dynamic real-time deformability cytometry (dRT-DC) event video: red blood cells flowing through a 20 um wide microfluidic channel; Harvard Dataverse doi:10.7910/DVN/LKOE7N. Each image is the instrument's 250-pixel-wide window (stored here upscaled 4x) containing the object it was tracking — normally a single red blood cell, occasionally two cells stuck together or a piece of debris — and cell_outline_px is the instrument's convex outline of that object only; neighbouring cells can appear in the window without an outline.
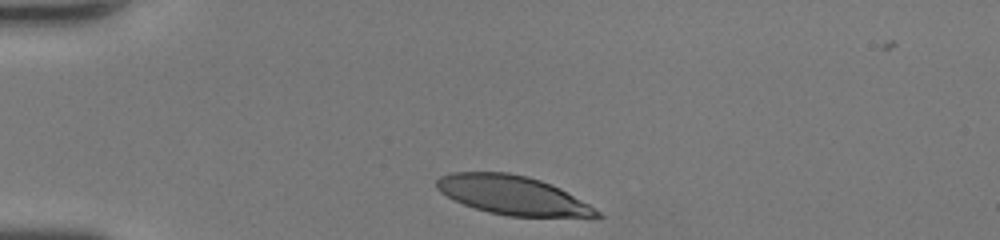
{"species": "human", "species_latin": "Homo sapiens", "temperature_condition": "room temperature", "stored_images_in_passage": 30, "camera_frame_rate_fps": 3000, "um_per_image_px": 0.085, "donor": {"sex": "female"}, "frame": {"image": 1, "passage_image": 1, "time_ms": 0.0, "image_size_px": [1000, 240], "cell_outline_px": [[604, 216], [508, 216], [488, 212], [464, 204], [440, 192], [436, 188], [436, 180], [440, 176], [452, 172], [508, 172], [528, 176], [552, 184], [560, 188], [588, 204], [600, 212]], "centroid_in_image_um": [43.53, 16.57], "position_along_channel_um": 41.5, "area_um2": 35.84}}
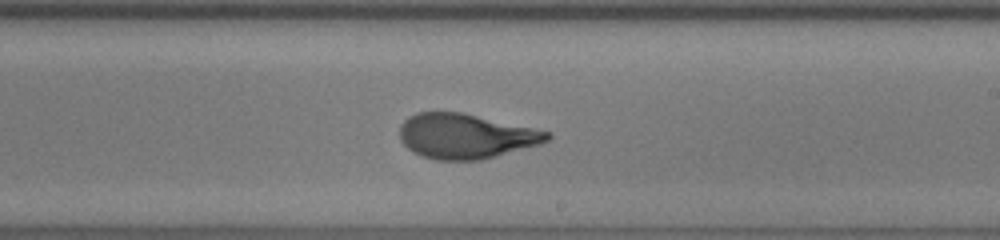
{"frame": {"image": 2, "passage_image": 18, "time_ms": 5.667, "image_size_px": [1000, 240], "cell_outline_px": [[552, 136], [548, 140], [540, 144], [496, 156], [480, 160], [436, 160], [420, 156], [412, 152], [400, 140], [400, 124], [408, 116], [416, 112], [460, 112], [552, 132]], "centroid_in_image_um": [39.56, 11.57], "position_along_channel_um": 249.4, "area_um2": 38.61}}
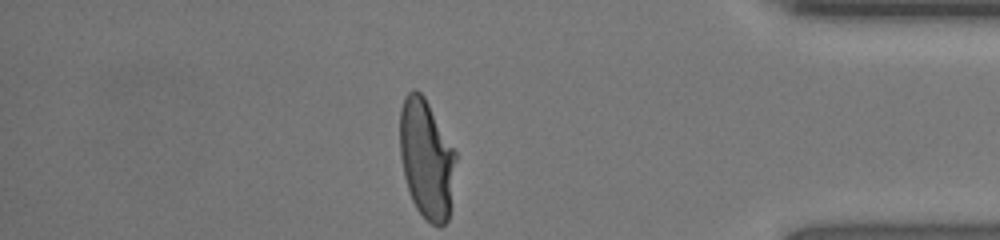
{"frame": {"image": 3, "passage_image": 30, "time_ms": 9.667, "image_size_px": [1000, 240], "cell_outline_px": [[456, 160], [448, 220], [444, 224], [432, 224], [416, 208], [412, 200], [404, 176], [400, 156], [400, 108], [404, 96], [412, 88], [416, 88], [424, 96], [456, 152]], "centroid_in_image_um": [36.23, 13.45], "position_along_channel_um": 399.0, "area_um2": 38.55}, "authors_computed_cell_mechanics": {"area_um2": 39.0439, "velocity_mm_per_s": 4.4521, "shape_relaxation_time_tau1_ms": 4.6888, "shape_relaxation_time_tau2_ms": 0.7823, "deformation_change_tau1": 0.2597, "deformation_change_tau2": 0.0709}}